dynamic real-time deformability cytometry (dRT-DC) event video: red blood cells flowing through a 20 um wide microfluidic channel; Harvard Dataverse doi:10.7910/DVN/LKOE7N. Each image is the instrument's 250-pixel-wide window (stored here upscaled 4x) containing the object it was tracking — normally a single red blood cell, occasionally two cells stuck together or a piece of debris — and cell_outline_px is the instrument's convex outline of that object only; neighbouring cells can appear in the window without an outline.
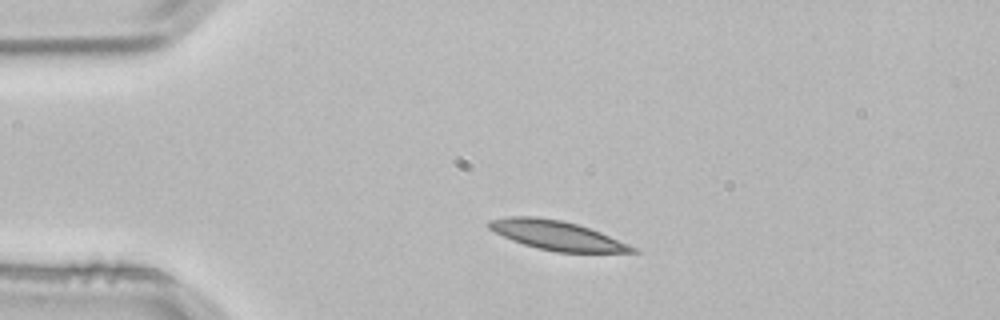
{"species": "common noctule bat (a hibernating species)", "species_latin": "Nyctalus noctula", "temperature_condition": "room temperature", "stored_images_in_passage": 2, "camera_frame_rate_fps": 3000, "um_per_image_px": 0.085, "animal": {"sex": "male", "body_mass_g": 21.5, "forearm_length_mm": 52.0}, "frame": {"image": 1, "passage_image": 1, "time_ms": 0.0, "image_size_px": [1000, 320], "cell_outline_px": [[640, 252], [556, 252], [536, 248], [512, 240], [488, 228], [484, 224], [488, 220], [508, 216], [536, 216], [560, 220], [576, 224], [600, 232], [628, 244], [636, 248]], "centroid_in_image_um": [47.27, 19.99], "position_along_channel_um": 37.7, "area_um2": 24.28}}
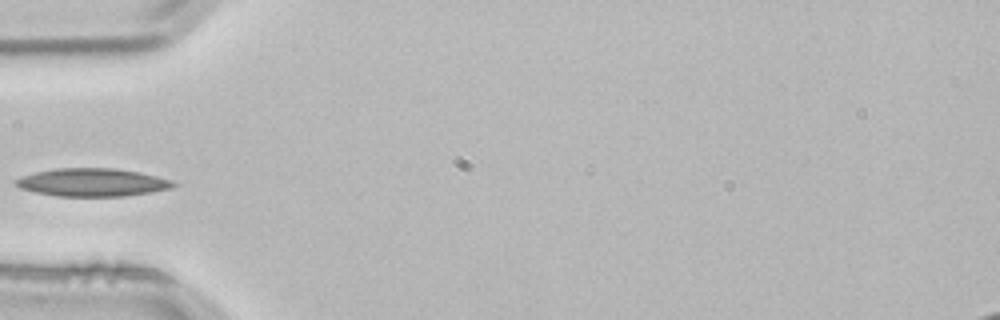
{"frame": {"image": 2, "passage_image": 2, "time_ms": 0.333, "image_size_px": [1000, 320], "cell_outline_px": [[176, 184], [172, 188], [152, 192], [124, 196], [56, 196], [36, 192], [20, 188], [12, 180], [36, 172], [56, 168], [112, 168], [136, 172], [156, 176], [172, 180]], "centroid_in_image_um": [7.84, 15.5], "position_along_channel_um": 77.2, "area_um2": 25.49}}